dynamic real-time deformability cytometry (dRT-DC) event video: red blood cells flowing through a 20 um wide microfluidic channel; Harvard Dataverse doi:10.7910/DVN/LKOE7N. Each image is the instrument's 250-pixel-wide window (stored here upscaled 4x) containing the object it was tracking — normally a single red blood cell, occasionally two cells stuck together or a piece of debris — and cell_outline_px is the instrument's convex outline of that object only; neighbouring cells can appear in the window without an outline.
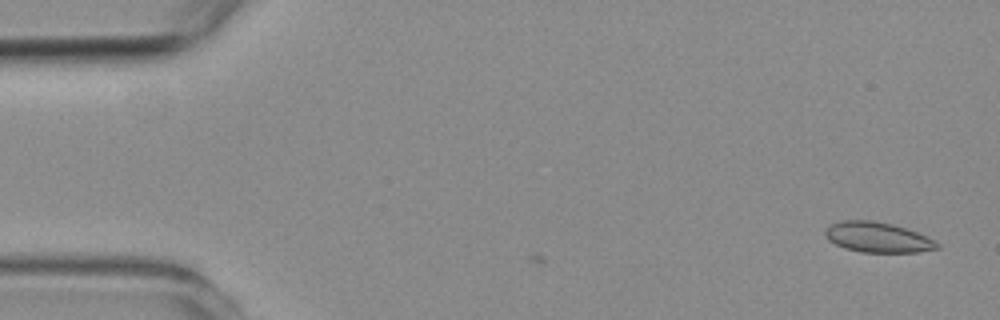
{"species": "common noctule bat (a hibernating species)", "species_latin": "Nyctalus noctula", "temperature_condition": "room temperature", "stored_images_in_passage": 4, "camera_frame_rate_fps": 3000, "um_per_image_px": 0.085, "animal": {"sex": "female", "body_mass_g": 19.3, "forearm_length_mm": 54.1}, "frame": {"image": 1, "passage_image": 4, "time_ms": 1.0, "image_size_px": [1000, 320], "cell_outline_px": [[940, 248], [916, 252], [860, 252], [844, 248], [828, 240], [824, 236], [824, 228], [840, 220], [872, 220], [892, 224], [916, 232], [940, 244]], "centroid_in_image_um": [74.53, 20.17], "position_along_channel_um": 10.5, "area_um2": 19.65}}